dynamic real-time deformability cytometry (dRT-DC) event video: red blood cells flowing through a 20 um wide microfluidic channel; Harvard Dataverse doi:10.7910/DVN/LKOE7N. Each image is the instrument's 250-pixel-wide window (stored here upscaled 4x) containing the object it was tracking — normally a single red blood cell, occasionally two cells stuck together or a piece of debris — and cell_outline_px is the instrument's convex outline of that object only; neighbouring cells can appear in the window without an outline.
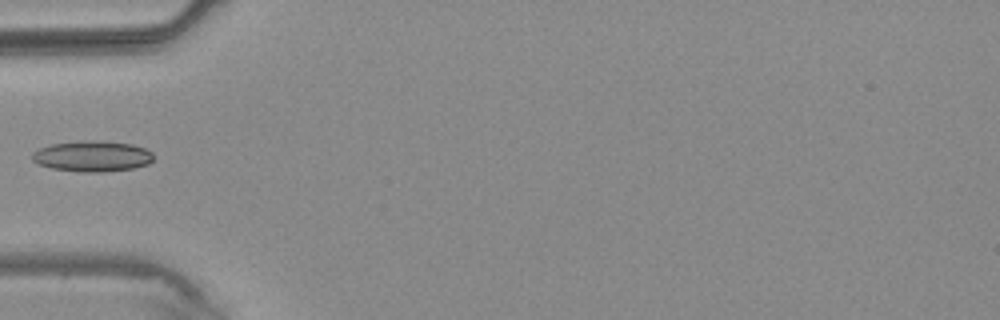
{"species": "common noctule bat (a hibernating species)", "species_latin": "Nyctalus noctula", "temperature_condition": "warm", "stored_images_in_passage": 4, "camera_frame_rate_fps": 3000, "um_per_image_px": 0.085, "animal": {"sex": "male", "body_mass_g": 20.4}, "frame": {"image": 1, "passage_image": 4, "time_ms": 3.667, "image_size_px": [1000, 320], "cell_outline_px": [[152, 160], [148, 164], [132, 168], [104, 172], [80, 172], [52, 168], [40, 164], [32, 160], [32, 152], [40, 148], [52, 144], [80, 140], [96, 140], [132, 144], [144, 148], [152, 152]], "centroid_in_image_um": [7.84, 13.27], "position_along_channel_um": 77.2, "area_um2": 21.73}}